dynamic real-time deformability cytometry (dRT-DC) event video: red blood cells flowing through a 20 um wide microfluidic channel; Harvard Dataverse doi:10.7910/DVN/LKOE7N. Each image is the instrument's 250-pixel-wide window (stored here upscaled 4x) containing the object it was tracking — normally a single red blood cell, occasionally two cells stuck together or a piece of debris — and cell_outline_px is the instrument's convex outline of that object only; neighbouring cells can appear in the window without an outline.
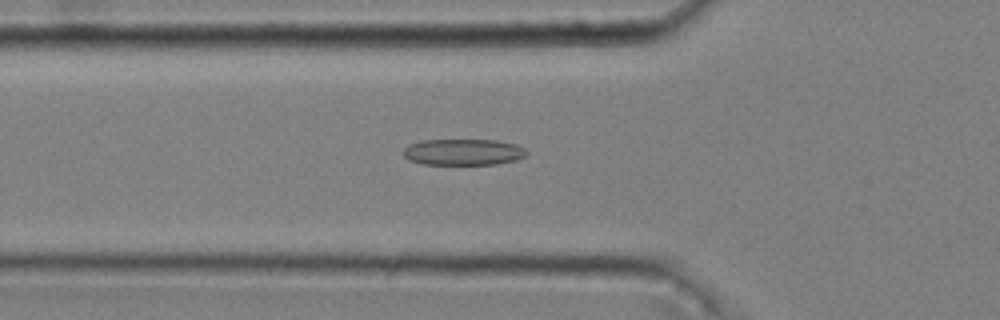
{"species": "common noctule bat (a hibernating species)", "species_latin": "Nyctalus noctula", "temperature_condition": "cold", "stored_images_in_passage": 43, "camera_frame_rate_fps": 3000, "um_per_image_px": 0.085, "animal": {"sex": "male", "body_mass_g": 20.4}, "frame": {"image": 1, "passage_image": 10, "time_ms": 3.0, "image_size_px": [1000, 320], "cell_outline_px": [[528, 152], [524, 156], [516, 160], [496, 164], [424, 164], [408, 160], [400, 152], [408, 144], [420, 140], [496, 140], [516, 144], [524, 148]], "centroid_in_image_um": [39.33, 12.92], "position_along_channel_um": 86.5, "area_um2": 19.02}}
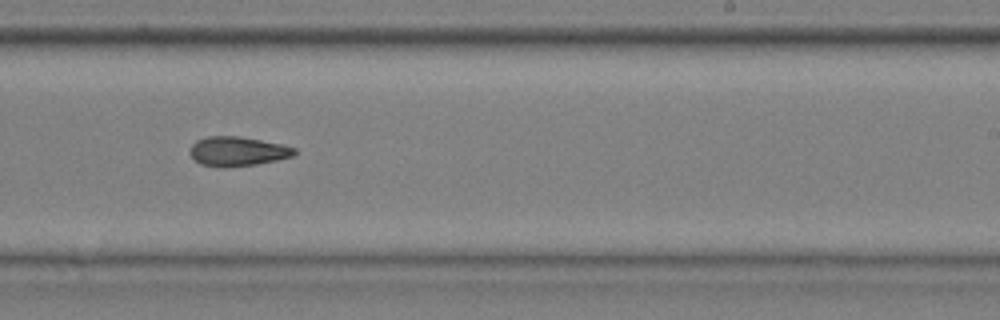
{"frame": {"image": 2, "passage_image": 25, "time_ms": 8.0, "image_size_px": [1000, 320], "cell_outline_px": [[296, 152], [292, 156], [276, 160], [256, 164], [224, 168], [200, 164], [188, 152], [192, 144], [196, 140], [208, 136], [240, 136], [284, 144], [296, 148]], "centroid_in_image_um": [20.18, 12.86], "position_along_channel_um": 268.8, "area_um2": 18.03}}
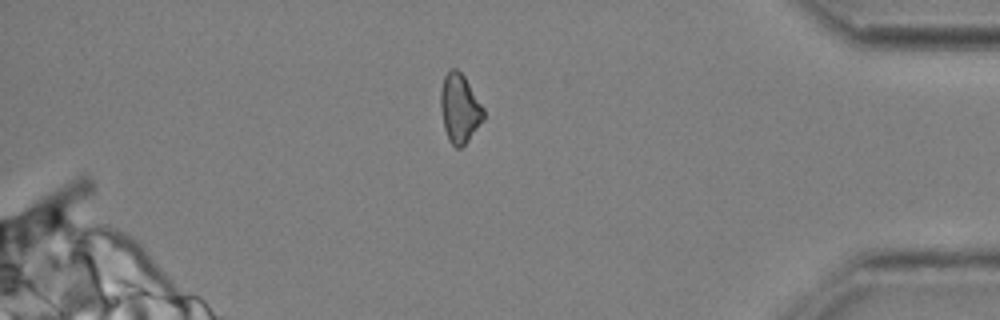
{"frame": {"image": 3, "passage_image": 38, "time_ms": 12.333, "image_size_px": [1000, 320], "cell_outline_px": [[484, 120], [468, 140], [460, 148], [456, 148], [448, 140], [444, 128], [440, 108], [440, 92], [444, 76], [448, 68], [456, 68], [464, 76], [484, 108]], "centroid_in_image_um": [39.05, 9.2], "position_along_channel_um": 396.1, "area_um2": 17.34}, "authors_computed_cell_mechanics": {"area_um2": 17.5712, "velocity_mm_per_s": 3.6433, "shape_relaxation_time_tau1_ms": 8.3358, "shape_relaxation_time_tau2_ms": 6.1323, "deformation_change_tau1": 0.175, "deformation_change_tau2": 0.154}}